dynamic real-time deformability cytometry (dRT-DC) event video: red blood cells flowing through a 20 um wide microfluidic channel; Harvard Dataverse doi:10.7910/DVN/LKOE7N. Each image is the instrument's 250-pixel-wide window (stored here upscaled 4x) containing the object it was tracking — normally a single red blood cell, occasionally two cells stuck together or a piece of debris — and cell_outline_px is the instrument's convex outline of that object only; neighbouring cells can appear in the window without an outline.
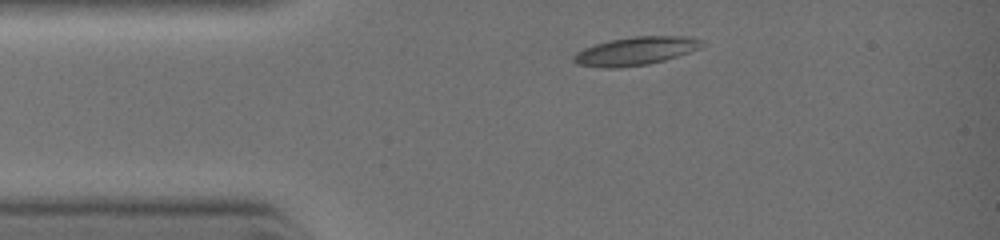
{"species": "common noctule bat (a hibernating species)", "species_latin": "Nyctalus noctula", "temperature_condition": "warm", "stored_images_in_passage": 7, "camera_frame_rate_fps": 3000, "um_per_image_px": 0.085, "animal": {"sex": "female", "body_mass_g": 19.0, "forearm_length_mm": 51.5}, "frame": {"image": 1, "passage_image": 1, "time_ms": 0.0, "image_size_px": [1000, 240], "cell_outline_px": [[704, 44], [700, 48], [664, 60], [648, 64], [616, 68], [608, 68], [576, 64], [572, 60], [572, 56], [576, 52], [584, 48], [608, 40], [632, 36], [692, 36], [704, 40]], "centroid_in_image_um": [54.03, 4.32], "position_along_channel_um": 31.0, "area_um2": 21.21}}
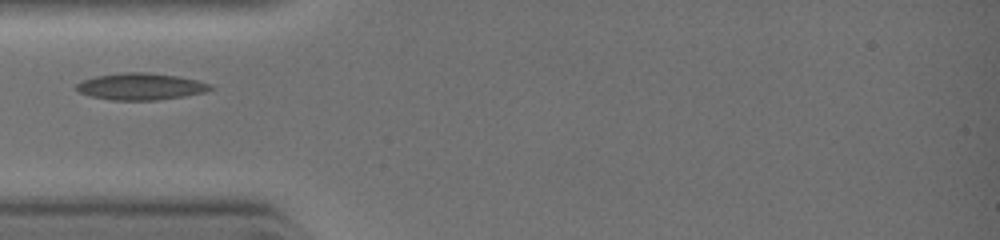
{"frame": {"image": 2, "passage_image": 3, "time_ms": 1.333, "image_size_px": [1000, 240], "cell_outline_px": [[216, 88], [204, 92], [184, 96], [156, 100], [112, 100], [92, 96], [80, 92], [76, 88], [76, 84], [84, 80], [96, 76], [124, 72], [148, 72], [180, 76], [212, 84]], "centroid_in_image_um": [12.02, 7.34], "position_along_channel_um": 73.0, "area_um2": 20.87}}
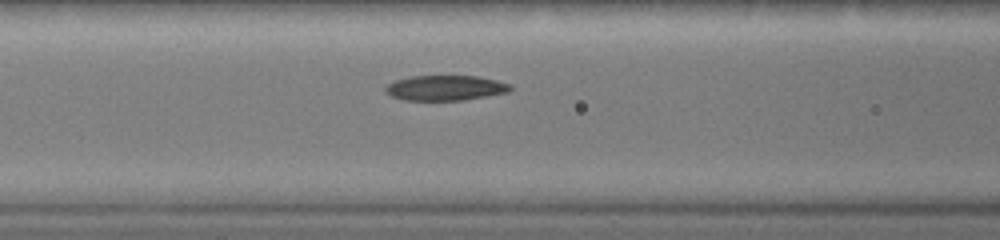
{"frame": {"image": 3, "passage_image": 6, "time_ms": 2.333, "image_size_px": [1000, 240], "cell_outline_px": [[512, 88], [508, 92], [460, 100], [404, 100], [392, 96], [384, 92], [384, 88], [388, 84], [396, 80], [412, 76], [476, 76], [496, 80], [508, 84]], "centroid_in_image_um": [37.8, 7.47], "position_along_channel_um": 128.8, "area_um2": 18.03}}